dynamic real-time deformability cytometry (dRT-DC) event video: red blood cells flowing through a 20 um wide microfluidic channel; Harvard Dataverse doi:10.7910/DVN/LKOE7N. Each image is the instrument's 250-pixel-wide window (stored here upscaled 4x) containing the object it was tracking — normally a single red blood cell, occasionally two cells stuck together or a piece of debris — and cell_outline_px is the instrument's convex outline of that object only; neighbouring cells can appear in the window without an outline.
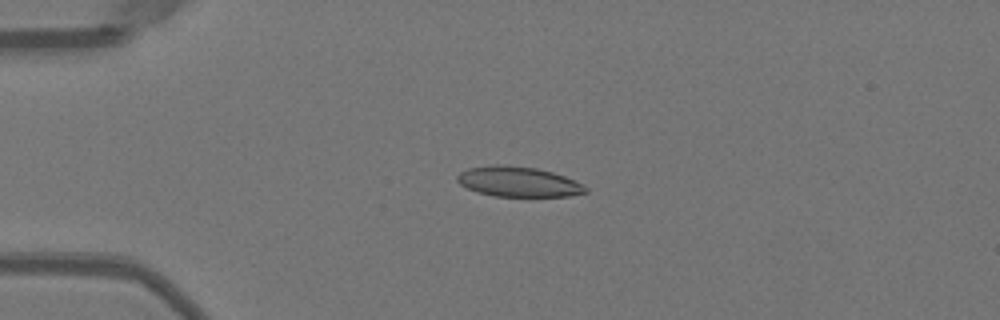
{"species": "Egyptian fruit bat (a non-hibernating species)", "species_latin": "Rousettus aegyptiacus", "temperature_condition": "warm", "stored_images_in_passage": 40, "camera_frame_rate_fps": 3000, "um_per_image_px": 0.085, "animal": {"sex": "female"}, "frame": {"image": 1, "passage_image": 1, "time_ms": 0.0, "image_size_px": [1000, 320], "cell_outline_px": [[588, 192], [568, 196], [492, 196], [468, 188], [460, 184], [456, 180], [456, 176], [460, 172], [468, 168], [492, 164], [504, 164], [536, 168], [552, 172], [564, 176], [588, 188]], "centroid_in_image_um": [44.02, 15.43], "position_along_channel_um": 41.0, "area_um2": 22.43}}
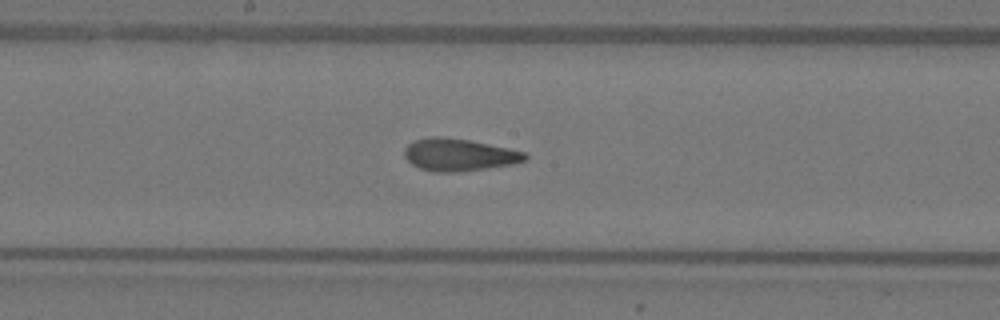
{"frame": {"image": 2, "passage_image": 16, "time_ms": 5.0, "image_size_px": [1000, 320], "cell_outline_px": [[528, 160], [512, 164], [488, 168], [456, 172], [436, 172], [420, 168], [412, 164], [404, 156], [404, 148], [408, 144], [416, 140], [428, 136], [444, 136], [468, 140], [528, 152]], "centroid_in_image_um": [39.03, 13.15], "position_along_channel_um": 209.2, "area_um2": 22.83}}
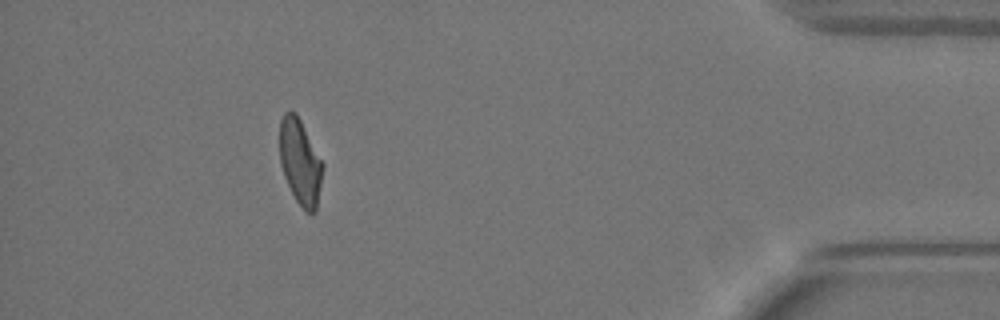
{"frame": {"image": 3, "passage_image": 35, "time_ms": 11.333, "image_size_px": [1000, 320], "cell_outline_px": [[324, 168], [316, 212], [312, 216], [304, 212], [296, 200], [284, 176], [280, 164], [280, 120], [284, 112], [296, 112], [324, 164]], "centroid_in_image_um": [25.53, 13.82], "position_along_channel_um": 409.7, "area_um2": 21.68}, "authors_computed_cell_mechanics": {"area_um2": 22.5709, "velocity_mm_per_s": 3.9825, "shape_relaxation_time_tau1_ms": 9.8797, "shape_relaxation_time_tau2_ms": 1.5898, "deformation_change_tau1": 0.2524, "deformation_change_tau2": 0.0956}}